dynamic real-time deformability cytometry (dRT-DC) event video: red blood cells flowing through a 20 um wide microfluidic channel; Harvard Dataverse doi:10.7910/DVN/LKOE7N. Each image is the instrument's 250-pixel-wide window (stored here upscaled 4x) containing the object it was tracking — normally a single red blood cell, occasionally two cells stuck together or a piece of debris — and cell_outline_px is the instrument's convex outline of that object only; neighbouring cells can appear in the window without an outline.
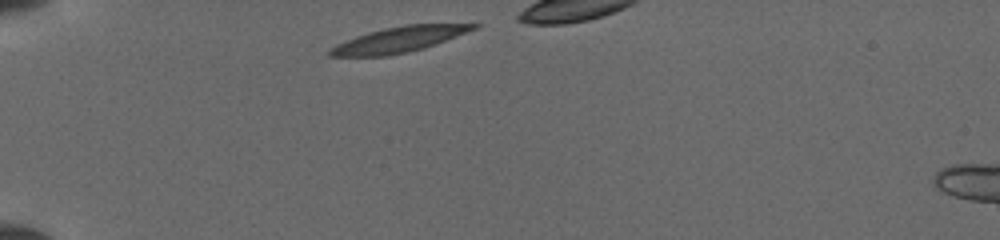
{"species": "common noctule bat (a hibernating species)", "species_latin": "Nyctalus noctula", "temperature_condition": "cold", "stored_images_in_passage": 5, "camera_frame_rate_fps": 3000, "um_per_image_px": 0.085, "animal": {"sex": "female", "body_mass_g": 19.5, "forearm_length_mm": 54.1}, "frame": {"image": 1, "passage_image": 1, "time_ms": 0.0, "image_size_px": [1000, 240], "cell_outline_px": [[480, 24], [476, 28], [424, 48], [388, 56], [328, 56], [328, 48], [336, 44], [356, 36], [368, 32], [384, 28], [404, 24]], "centroid_in_image_um": [33.82, 3.36], "position_along_channel_um": 51.2, "area_um2": 21.04}}